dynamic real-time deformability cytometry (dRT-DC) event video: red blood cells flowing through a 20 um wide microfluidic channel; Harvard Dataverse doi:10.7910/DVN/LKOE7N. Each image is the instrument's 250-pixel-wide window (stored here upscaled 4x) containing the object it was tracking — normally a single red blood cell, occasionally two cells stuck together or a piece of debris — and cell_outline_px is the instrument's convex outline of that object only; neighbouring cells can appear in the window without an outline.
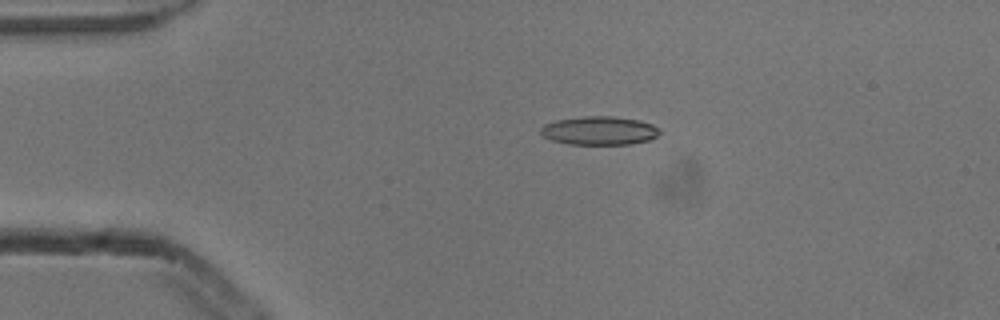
{"species": "common noctule bat (a hibernating species)", "species_latin": "Nyctalus noctula", "temperature_condition": "cold", "stored_images_in_passage": 4, "camera_frame_rate_fps": 3000, "um_per_image_px": 0.085, "animal": {"sex": "male", "body_mass_g": 13.3}, "frame": {"image": 1, "passage_image": 3, "time_ms": 0.667, "image_size_px": [1000, 320], "cell_outline_px": [[660, 132], [656, 136], [648, 140], [632, 144], [568, 144], [552, 140], [544, 136], [540, 132], [540, 128], [544, 124], [556, 120], [580, 116], [612, 116], [640, 120], [652, 124], [660, 128]], "centroid_in_image_um": [50.94, 11.09], "position_along_channel_um": 34.1, "area_um2": 19.88}}